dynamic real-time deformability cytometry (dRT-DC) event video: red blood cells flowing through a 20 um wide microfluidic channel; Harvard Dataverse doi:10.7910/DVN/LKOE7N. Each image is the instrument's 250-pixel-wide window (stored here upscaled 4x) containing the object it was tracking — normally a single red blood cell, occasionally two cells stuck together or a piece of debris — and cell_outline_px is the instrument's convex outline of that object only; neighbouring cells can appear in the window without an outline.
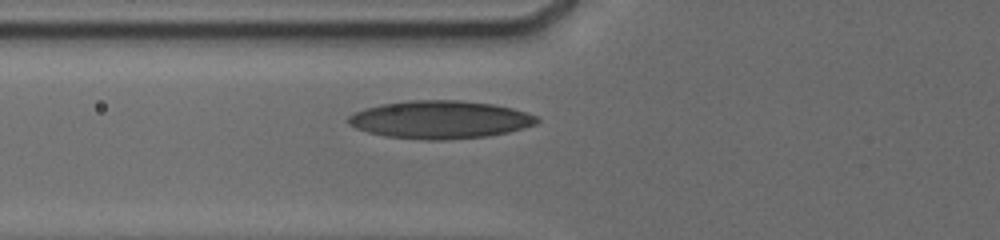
{"species": "human", "species_latin": "Homo sapiens", "temperature_condition": "cold", "stored_images_in_passage": 7, "camera_frame_rate_fps": 3000, "um_per_image_px": 0.085, "donor": {"sex": "male"}, "frame": {"image": 1, "passage_image": 5, "time_ms": 3.0, "image_size_px": [1000, 240], "cell_outline_px": [[540, 120], [536, 124], [524, 128], [508, 132], [488, 136], [444, 140], [428, 140], [384, 136], [368, 132], [356, 128], [348, 124], [348, 116], [364, 108], [380, 104], [408, 100], [460, 100], [492, 104], [512, 108], [536, 116]], "centroid_in_image_um": [37.39, 10.17], "position_along_channel_um": 88.4, "area_um2": 41.67}}
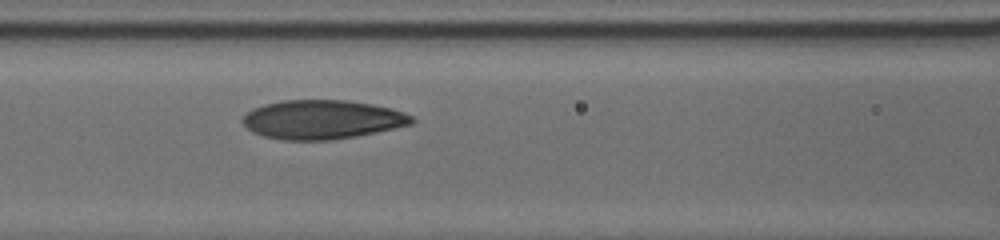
{"frame": {"image": 2, "passage_image": 7, "time_ms": 4.333, "image_size_px": [1000, 240], "cell_outline_px": [[416, 120], [412, 124], [376, 132], [356, 136], [332, 140], [284, 140], [264, 136], [252, 132], [244, 124], [244, 116], [252, 108], [264, 104], [284, 100], [348, 100], [372, 104], [392, 108], [404, 112], [412, 116]], "centroid_in_image_um": [27.41, 10.16], "position_along_channel_um": 139.2, "area_um2": 38.44}}